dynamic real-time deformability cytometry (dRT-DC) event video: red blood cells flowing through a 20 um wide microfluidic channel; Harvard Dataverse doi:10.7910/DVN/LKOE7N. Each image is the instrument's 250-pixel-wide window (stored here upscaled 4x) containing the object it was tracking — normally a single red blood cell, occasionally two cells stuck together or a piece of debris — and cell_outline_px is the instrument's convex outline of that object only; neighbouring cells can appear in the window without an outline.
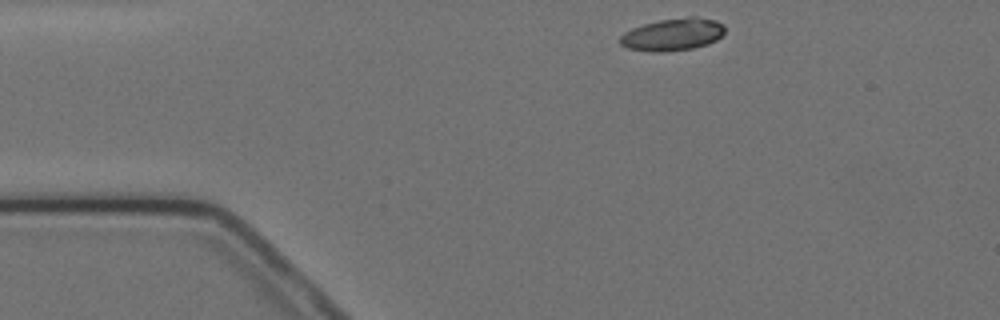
{"species": "Egyptian fruit bat (a non-hibernating species)", "species_latin": "Rousettus aegyptiacus", "temperature_condition": "cold", "stored_images_in_passage": 9, "camera_frame_rate_fps": 3000, "um_per_image_px": 0.085, "animal": {"sex": "female"}, "frame": {"image": 1, "passage_image": 1, "time_ms": 0.0, "image_size_px": [1000, 320], "cell_outline_px": [[724, 32], [716, 40], [708, 44], [692, 48], [664, 52], [652, 52], [628, 48], [620, 44], [620, 36], [624, 32], [632, 28], [644, 24], [660, 20], [688, 16], [696, 16], [716, 20], [724, 24]], "centroid_in_image_um": [57.19, 2.92], "position_along_channel_um": 27.8, "area_um2": 19.83}}
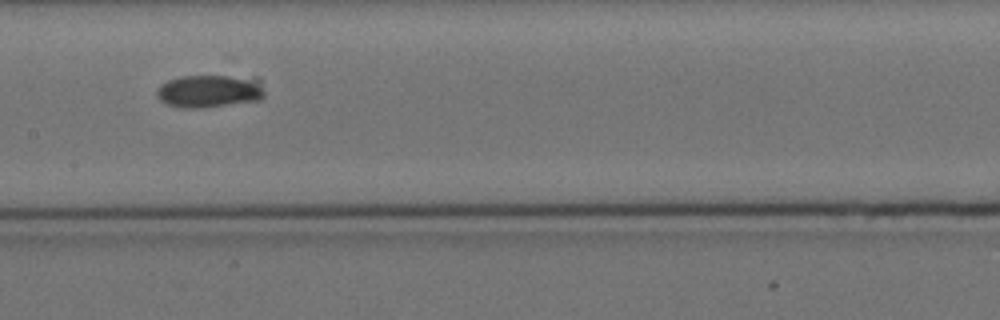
{"frame": {"image": 2, "passage_image": 6, "time_ms": 6.0, "image_size_px": [1000, 320], "cell_outline_px": [[264, 96], [260, 100], [196, 108], [184, 108], [168, 104], [160, 100], [156, 96], [156, 88], [160, 84], [168, 80], [180, 76], [260, 76], [264, 92]], "centroid_in_image_um": [17.84, 7.71], "position_along_channel_um": 189.6, "area_um2": 20.92}}
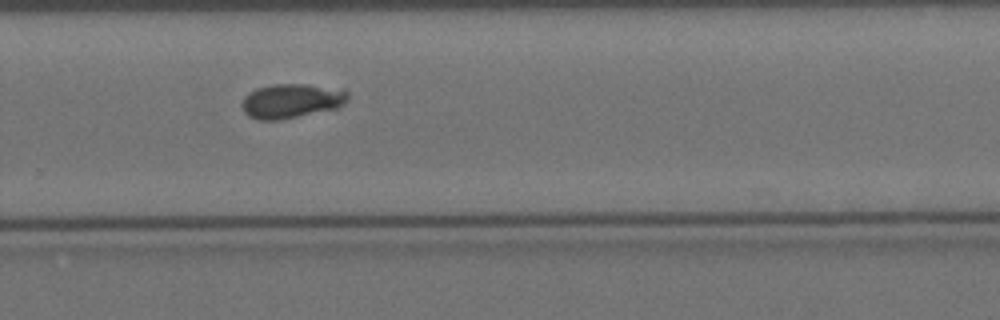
{"frame": {"image": 3, "passage_image": 9, "time_ms": 9.333, "image_size_px": [1000, 320], "cell_outline_px": [[348, 100], [344, 104], [336, 108], [280, 120], [260, 120], [248, 116], [244, 112], [240, 104], [244, 96], [248, 92], [256, 88], [272, 84], [304, 84], [344, 88], [348, 92]], "centroid_in_image_um": [24.76, 8.56], "position_along_channel_um": 305.0, "area_um2": 21.56}}